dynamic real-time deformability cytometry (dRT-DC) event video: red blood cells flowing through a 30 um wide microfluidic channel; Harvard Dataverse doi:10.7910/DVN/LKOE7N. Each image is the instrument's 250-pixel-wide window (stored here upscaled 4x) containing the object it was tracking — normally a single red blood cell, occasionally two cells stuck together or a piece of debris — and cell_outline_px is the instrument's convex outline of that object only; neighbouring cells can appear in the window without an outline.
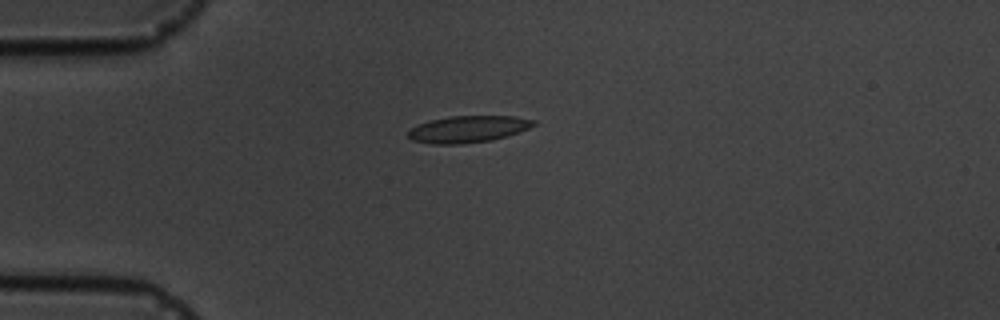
{"species": "common noctule bat (a hibernating species)", "species_latin": "Nyctalus noctula", "temperature_condition": "cold", "stored_images_in_passage": 14, "camera_frame_rate_fps": 3000, "um_per_image_px": 0.085, "animal": {"sex": "male", "body_mass_g": 19.5, "forearm_length_mm": 54.6}, "frame": {"image": 1, "passage_image": 2, "time_ms": 1.0, "image_size_px": [1000, 320], "cell_outline_px": [[536, 124], [520, 132], [488, 140], [460, 144], [432, 144], [412, 140], [408, 136], [408, 132], [412, 128], [420, 124], [432, 120], [452, 116], [512, 116], [536, 120]], "centroid_in_image_um": [39.8, 10.97], "position_along_channel_um": 45.2, "area_um2": 19.19}}
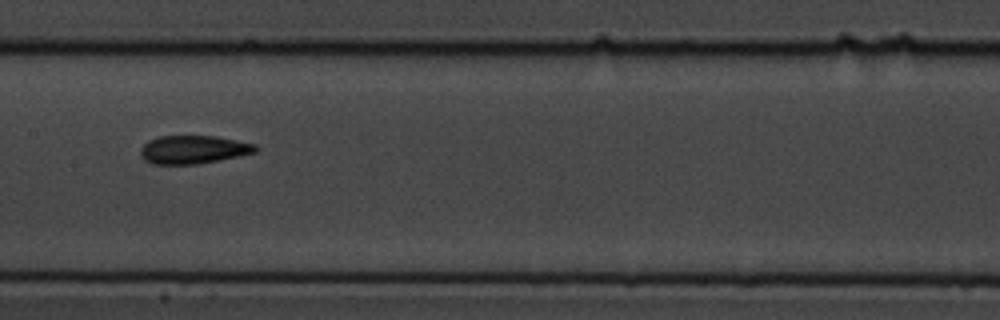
{"frame": {"image": 2, "passage_image": 6, "time_ms": 5.667, "image_size_px": [1000, 320], "cell_outline_px": [[260, 148], [256, 152], [196, 164], [152, 164], [144, 160], [140, 152], [140, 148], [148, 140], [160, 136], [216, 136], [256, 144]], "centroid_in_image_um": [16.42, 12.7], "position_along_channel_um": 191.0, "area_um2": 18.84}}
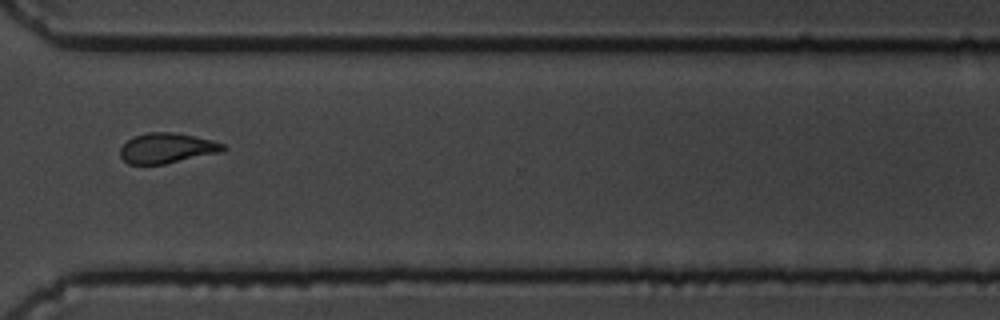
{"frame": {"image": 3, "passage_image": 10, "time_ms": 10.333, "image_size_px": [1000, 320], "cell_outline_px": [[228, 148], [224, 152], [164, 164], [128, 164], [120, 156], [120, 148], [132, 136], [148, 132], [172, 132], [212, 140], [224, 144]], "centroid_in_image_um": [14.21, 12.59], "position_along_channel_um": 356.4, "area_um2": 18.21}, "authors_computed_cell_mechanics": {"area_um2": 18.8717, "velocity_mm_per_s": 3.5575, "shape_relaxation_time_tau1_ms": 4.2628, "shape_relaxation_time_tau2_ms": 1.9111, "deformation_change_tau1": 0.112, "deformation_change_tau2": 0.0616}}